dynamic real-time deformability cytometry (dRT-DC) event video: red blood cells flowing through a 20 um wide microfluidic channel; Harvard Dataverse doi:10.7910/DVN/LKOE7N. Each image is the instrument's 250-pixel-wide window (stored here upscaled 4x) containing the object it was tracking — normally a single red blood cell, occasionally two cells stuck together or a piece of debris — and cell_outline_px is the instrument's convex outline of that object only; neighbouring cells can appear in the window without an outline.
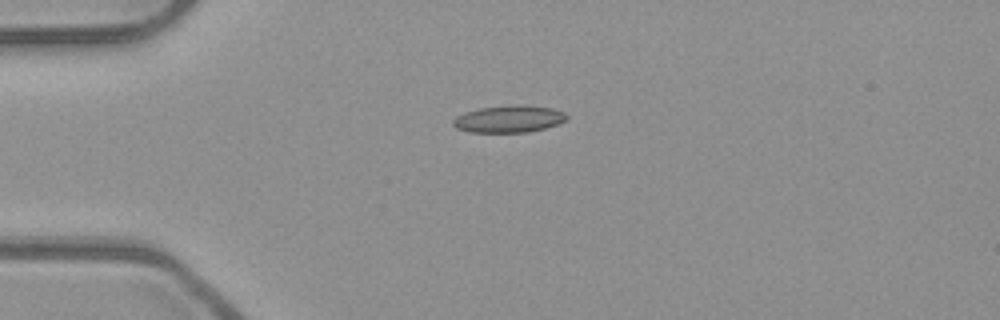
{"species": "common noctule bat (a hibernating species)", "species_latin": "Nyctalus noctula", "temperature_condition": "room temperature", "stored_images_in_passage": 40, "camera_frame_rate_fps": 3000, "um_per_image_px": 0.085, "animal": {"sex": "male", "body_mass_g": 23.1, "forearm_length_mm": 52.7}, "frame": {"image": 1, "passage_image": 1, "time_ms": 0.0, "image_size_px": [1000, 320], "cell_outline_px": [[568, 120], [544, 128], [528, 132], [468, 132], [456, 128], [452, 124], [452, 120], [456, 116], [464, 112], [480, 108], [516, 104], [552, 108], [564, 112], [568, 116]], "centroid_in_image_um": [43.24, 10.11], "position_along_channel_um": 41.8, "area_um2": 17.98}}
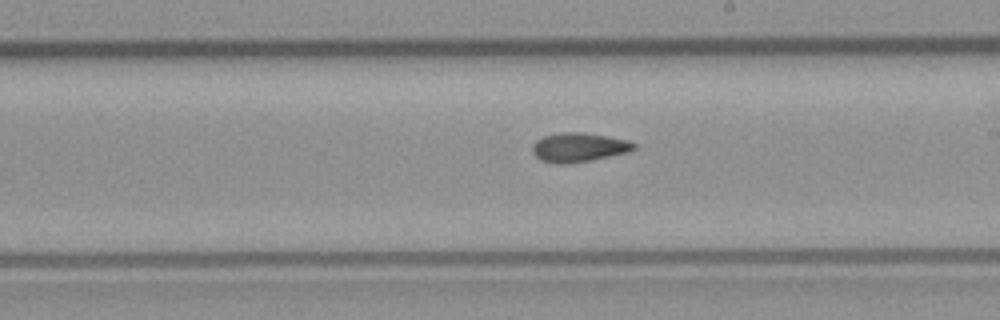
{"frame": {"image": 2, "passage_image": 18, "time_ms": 5.667, "image_size_px": [1000, 320], "cell_outline_px": [[636, 148], [628, 152], [592, 160], [564, 164], [540, 160], [532, 152], [532, 144], [536, 140], [544, 136], [560, 132], [580, 132], [608, 136], [628, 140], [636, 144]], "centroid_in_image_um": [49.2, 12.51], "position_along_channel_um": 239.8, "area_um2": 17.22}}
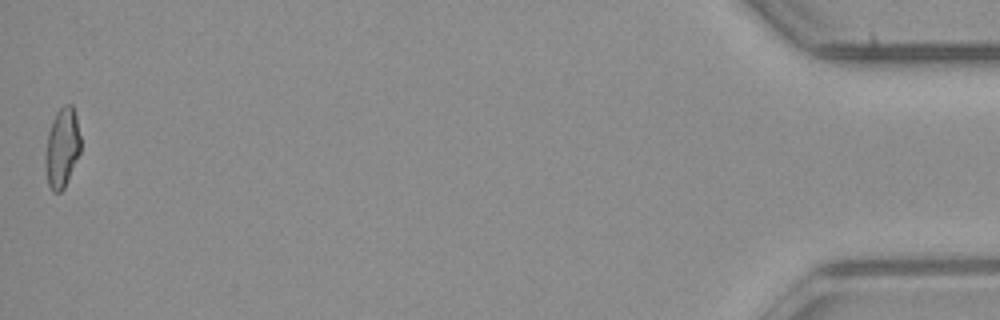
{"frame": {"image": 3, "passage_image": 40, "time_ms": 13.0, "image_size_px": [1000, 320], "cell_outline_px": [[80, 152], [64, 188], [60, 192], [52, 192], [48, 184], [44, 160], [44, 156], [48, 132], [52, 120], [56, 112], [64, 104], [72, 104], [76, 116], [80, 136]], "centroid_in_image_um": [5.26, 12.55], "position_along_channel_um": 429.9, "area_um2": 16.42}, "authors_computed_cell_mechanics": {"area_um2": 16.762, "velocity_mm_per_s": 3.9549, "shape_relaxation_time_tau1_ms": null, "shape_relaxation_time_tau2_ms": 5.3643, "deformation_change_tau1": null, "deformation_change_tau2": 0.1247}}